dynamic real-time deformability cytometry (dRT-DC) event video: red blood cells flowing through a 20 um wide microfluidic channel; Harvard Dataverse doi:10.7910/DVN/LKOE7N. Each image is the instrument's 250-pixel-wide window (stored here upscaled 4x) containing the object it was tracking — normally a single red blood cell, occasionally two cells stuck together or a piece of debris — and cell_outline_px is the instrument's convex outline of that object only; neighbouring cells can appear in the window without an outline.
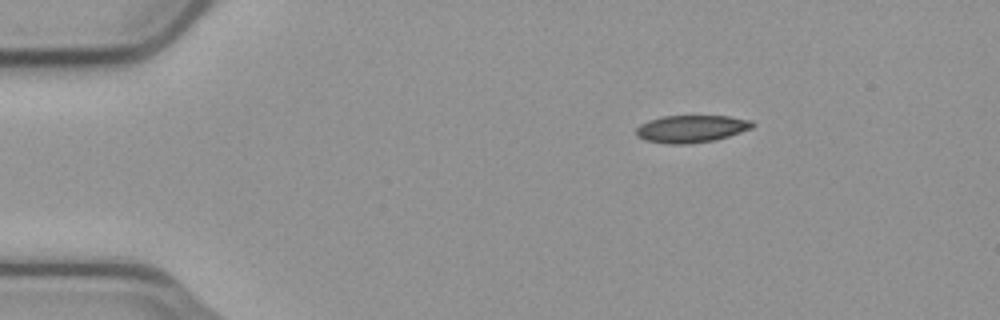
{"species": "common noctule bat (a hibernating species)", "species_latin": "Nyctalus noctula", "temperature_condition": "cold", "stored_images_in_passage": 47, "camera_frame_rate_fps": 3000, "um_per_image_px": 0.085, "animal": {"sex": "male", "body_mass_g": 23.1, "forearm_length_mm": 52.7}, "frame": {"image": 1, "passage_image": 1, "time_ms": 0.0, "image_size_px": [1000, 320], "cell_outline_px": [[756, 124], [752, 128], [716, 140], [688, 144], [668, 144], [644, 140], [636, 136], [636, 128], [640, 124], [648, 120], [664, 116], [728, 116], [752, 120]], "centroid_in_image_um": [58.75, 10.95], "position_along_channel_um": 26.2, "area_um2": 18.67}}
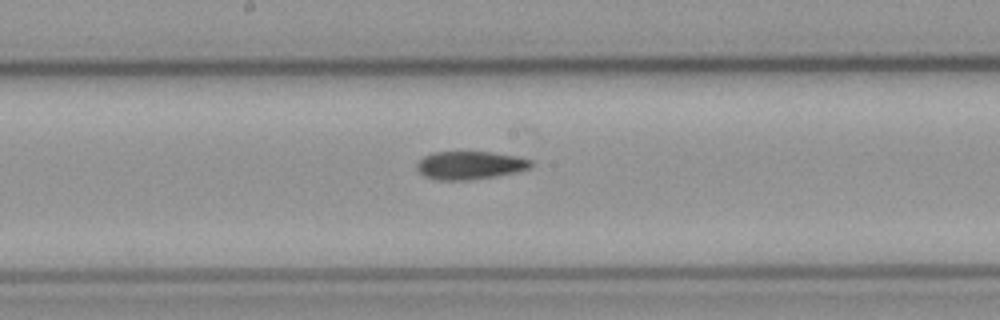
{"frame": {"image": 2, "passage_image": 21, "time_ms": 6.667, "image_size_px": [1000, 320], "cell_outline_px": [[532, 168], [516, 172], [496, 176], [472, 180], [436, 180], [424, 176], [416, 168], [416, 164], [424, 156], [432, 152], [492, 152], [516, 156], [532, 160]], "centroid_in_image_um": [39.95, 14.05], "position_along_channel_um": 208.2, "area_um2": 18.84}}
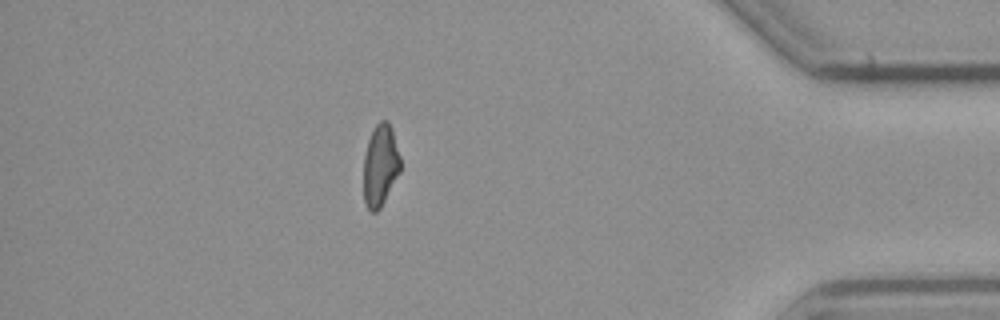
{"frame": {"image": 3, "passage_image": 40, "time_ms": 13.0, "image_size_px": [1000, 320], "cell_outline_px": [[400, 172], [380, 208], [376, 212], [372, 212], [368, 208], [364, 200], [364, 156], [368, 140], [376, 124], [380, 120], [388, 120], [392, 128], [400, 156]], "centroid_in_image_um": [32.33, 14.04], "position_along_channel_um": 402.9, "area_um2": 17.46}, "authors_computed_cell_mechanics": {"area_um2": 18.8428, "velocity_mm_per_s": 3.7624, "shape_relaxation_time_tau1_ms": null, "shape_relaxation_time_tau2_ms": 6.7297, "deformation_change_tau1": null, "deformation_change_tau2": 0.149}}